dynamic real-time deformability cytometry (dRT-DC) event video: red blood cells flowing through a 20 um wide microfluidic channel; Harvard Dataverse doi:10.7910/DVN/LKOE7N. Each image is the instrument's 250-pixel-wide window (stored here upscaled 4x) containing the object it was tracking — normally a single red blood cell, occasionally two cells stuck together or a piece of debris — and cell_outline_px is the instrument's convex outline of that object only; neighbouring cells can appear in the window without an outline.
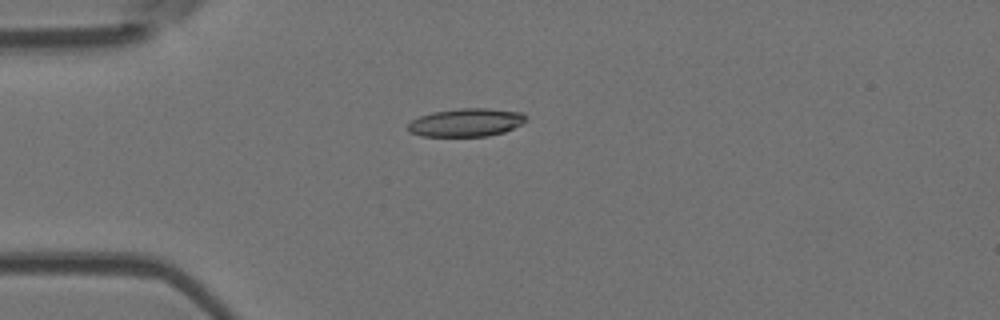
{"species": "Egyptian fruit bat (a non-hibernating species)", "species_latin": "Rousettus aegyptiacus", "temperature_condition": "room temperature", "stored_images_in_passage": 3, "camera_frame_rate_fps": 3000, "um_per_image_px": 0.085, "animal": {"sex": "female"}, "frame": {"image": 1, "passage_image": 1, "time_ms": 0.0, "image_size_px": [1000, 320], "cell_outline_px": [[528, 120], [504, 132], [488, 136], [420, 136], [408, 132], [408, 124], [412, 120], [420, 116], [432, 112], [460, 108], [488, 108], [524, 112], [528, 116]], "centroid_in_image_um": [39.64, 10.4], "position_along_channel_um": 45.4, "area_um2": 19.54}}
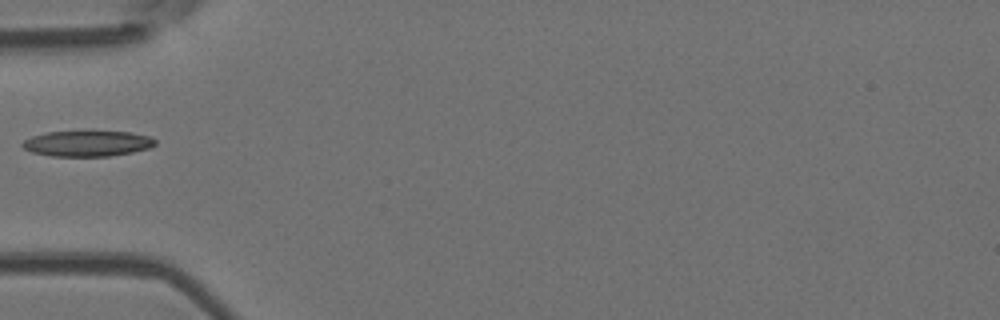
{"frame": {"image": 2, "passage_image": 2, "time_ms": 1.333, "image_size_px": [1000, 320], "cell_outline_px": [[156, 144], [148, 148], [132, 152], [108, 156], [52, 156], [32, 152], [24, 148], [20, 144], [24, 140], [32, 136], [48, 132], [128, 132], [148, 136], [156, 140]], "centroid_in_image_um": [7.4, 12.2], "position_along_channel_um": 77.6, "area_um2": 19.54}}
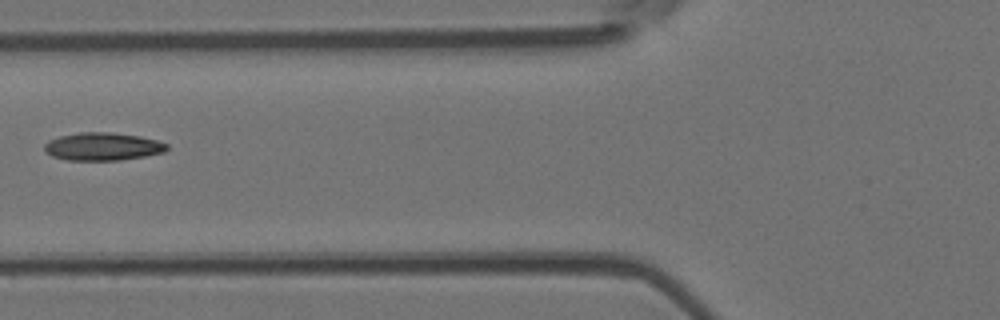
{"frame": {"image": 3, "passage_image": 3, "time_ms": 2.333, "image_size_px": [1000, 320], "cell_outline_px": [[168, 148], [164, 152], [144, 156], [120, 160], [68, 160], [52, 156], [44, 148], [44, 144], [48, 140], [60, 136], [80, 132], [112, 132], [140, 136], [156, 140], [168, 144]], "centroid_in_image_um": [8.73, 12.45], "position_along_channel_um": 117.1, "area_um2": 19.83}}